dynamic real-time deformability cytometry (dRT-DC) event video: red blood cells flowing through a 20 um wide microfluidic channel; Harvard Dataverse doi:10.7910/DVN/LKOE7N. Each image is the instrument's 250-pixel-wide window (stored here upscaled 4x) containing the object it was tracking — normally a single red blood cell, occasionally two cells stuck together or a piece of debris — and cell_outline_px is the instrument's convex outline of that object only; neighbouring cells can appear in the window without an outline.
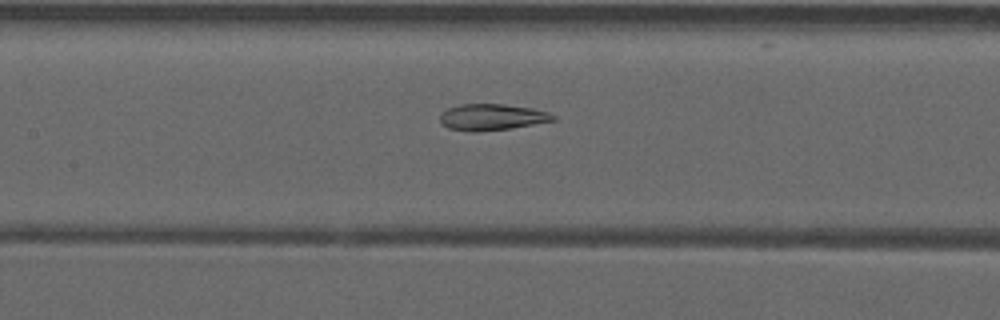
{"species": "common noctule bat (a hibernating species)", "species_latin": "Nyctalus noctula", "temperature_condition": "warm", "stored_images_in_passage": 30, "camera_frame_rate_fps": 3000, "um_per_image_px": 0.085, "animal": {"sex": "male", "forearm_length_mm": 52.5}, "frame": {"image": 1, "passage_image": 8, "time_ms": 2.333, "image_size_px": [1000, 320], "cell_outline_px": [[556, 120], [512, 128], [476, 132], [468, 132], [448, 128], [440, 120], [440, 116], [448, 108], [460, 104], [504, 104], [532, 108], [548, 112], [556, 116]], "centroid_in_image_um": [41.83, 9.96], "position_along_channel_um": 165.6, "area_um2": 17.34}}
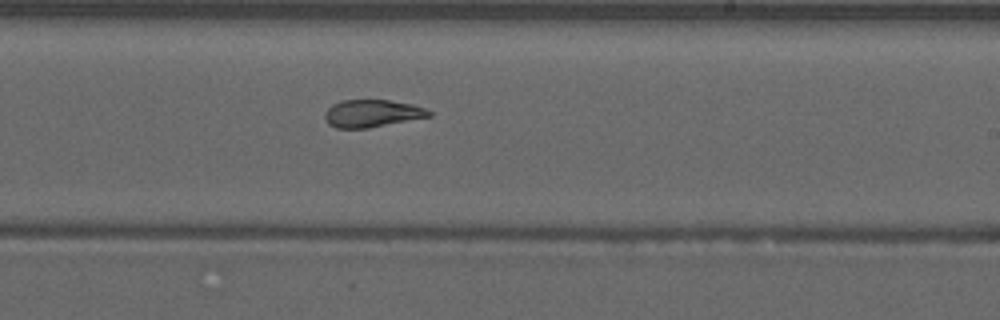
{"frame": {"image": 2, "passage_image": 15, "time_ms": 4.667, "image_size_px": [1000, 320], "cell_outline_px": [[432, 116], [368, 128], [336, 128], [328, 124], [324, 116], [324, 112], [332, 104], [340, 100], [388, 100], [412, 104], [424, 108], [432, 112]], "centroid_in_image_um": [31.6, 9.64], "position_along_channel_um": 257.4, "area_um2": 16.7}}
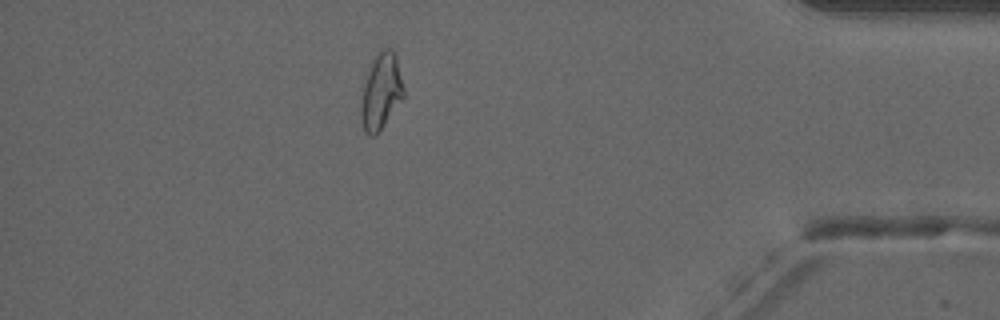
{"frame": {"image": 3, "passage_image": 29, "time_ms": 9.333, "image_size_px": [1000, 320], "cell_outline_px": [[404, 96], [380, 132], [376, 136], [368, 136], [364, 132], [360, 112], [360, 108], [364, 84], [372, 60], [376, 52], [384, 48], [392, 48], [396, 56], [404, 88]], "centroid_in_image_um": [32.39, 7.8], "position_along_channel_um": 402.8, "area_um2": 19.02}}